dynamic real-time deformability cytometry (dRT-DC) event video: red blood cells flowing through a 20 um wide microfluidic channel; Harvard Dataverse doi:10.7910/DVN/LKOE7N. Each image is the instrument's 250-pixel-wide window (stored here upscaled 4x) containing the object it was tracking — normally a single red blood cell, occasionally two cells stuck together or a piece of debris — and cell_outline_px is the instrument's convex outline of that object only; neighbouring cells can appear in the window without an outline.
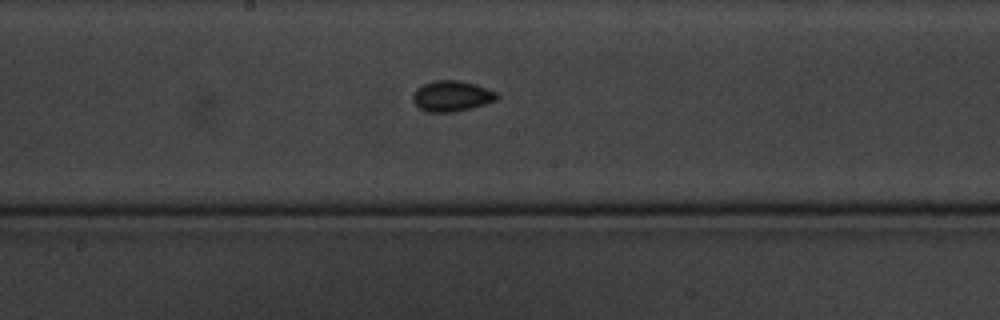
{"species": "common noctule bat (a hibernating species)", "species_latin": "Nyctalus noctula", "temperature_condition": "cold", "stored_images_in_passage": 10, "camera_frame_rate_fps": 3000, "um_per_image_px": 0.085, "animal": {"sex": "male", "body_mass_g": 20.1, "forearm_length_mm": 53.5}, "frame": {"image": 1, "passage_image": 10, "time_ms": 11.333, "image_size_px": [1000, 320], "cell_outline_px": [[500, 96], [496, 100], [472, 108], [456, 112], [424, 112], [412, 100], [412, 92], [416, 88], [432, 80], [456, 80], [476, 84], [496, 92]], "centroid_in_image_um": [38.37, 8.17], "position_along_channel_um": 209.8, "area_um2": 15.2}}